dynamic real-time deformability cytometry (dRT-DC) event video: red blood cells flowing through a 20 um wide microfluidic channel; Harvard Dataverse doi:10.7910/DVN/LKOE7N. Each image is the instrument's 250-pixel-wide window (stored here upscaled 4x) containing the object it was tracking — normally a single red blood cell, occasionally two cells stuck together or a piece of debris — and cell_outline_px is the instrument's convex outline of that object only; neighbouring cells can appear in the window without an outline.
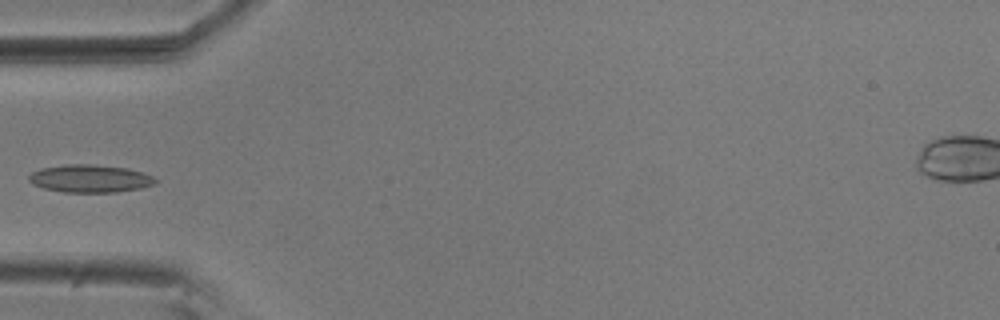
{"species": "common noctule bat (a hibernating species)", "species_latin": "Nyctalus noctula", "temperature_condition": "room temperature", "stored_images_in_passage": 38, "camera_frame_rate_fps": 3000, "um_per_image_px": 0.085, "animal": {"sex": "male", "body_mass_g": 20.5, "forearm_length_mm": 52.5}, "frame": {"image": 1, "passage_image": 1, "time_ms": 0.0, "image_size_px": [1000, 320], "cell_outline_px": [[156, 184], [140, 188], [116, 192], [64, 192], [44, 188], [32, 184], [28, 180], [28, 176], [32, 172], [40, 168], [68, 164], [92, 164], [128, 168], [152, 176], [156, 180]], "centroid_in_image_um": [7.62, 15.17], "position_along_channel_um": 77.4, "area_um2": 20.4}}
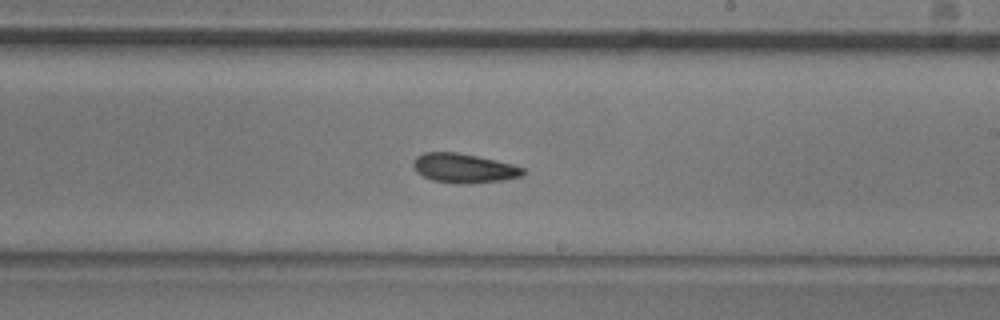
{"frame": {"image": 2, "passage_image": 15, "time_ms": 4.667, "image_size_px": [1000, 320], "cell_outline_px": [[524, 172], [520, 176], [504, 180], [472, 184], [460, 184], [432, 180], [416, 172], [412, 164], [416, 156], [424, 152], [456, 152], [496, 160], [512, 164], [524, 168]], "centroid_in_image_um": [39.41, 14.3], "position_along_channel_um": 249.6, "area_um2": 18.79}}
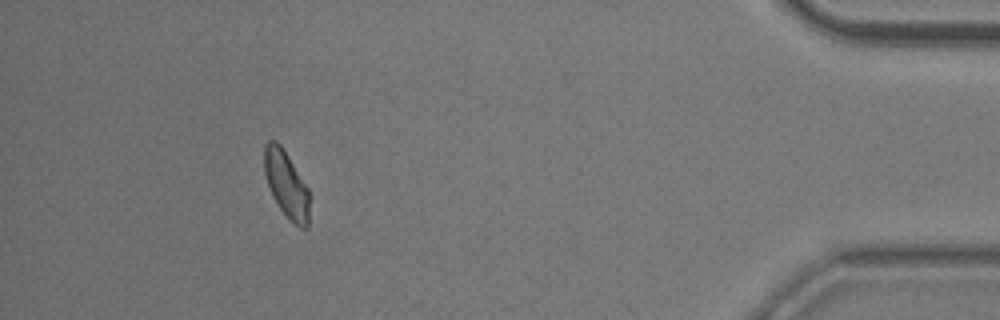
{"frame": {"image": 3, "passage_image": 33, "time_ms": 10.667, "image_size_px": [1000, 320], "cell_outline_px": [[312, 196], [308, 228], [300, 228], [280, 208], [272, 196], [264, 172], [264, 144], [268, 140], [276, 140], [280, 144], [288, 156], [308, 188]], "centroid_in_image_um": [24.38, 15.67], "position_along_channel_um": 410.8, "area_um2": 17.74}}